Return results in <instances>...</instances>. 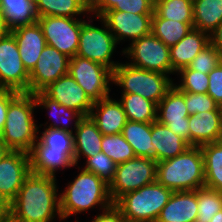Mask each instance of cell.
Listing matches in <instances>:
<instances>
[{
  "label": "cell",
  "instance_id": "obj_21",
  "mask_svg": "<svg viewBox=\"0 0 222 222\" xmlns=\"http://www.w3.org/2000/svg\"><path fill=\"white\" fill-rule=\"evenodd\" d=\"M31 172L56 178V171L75 166L74 160L65 151L51 150L39 139L29 152Z\"/></svg>",
  "mask_w": 222,
  "mask_h": 222
},
{
  "label": "cell",
  "instance_id": "obj_37",
  "mask_svg": "<svg viewBox=\"0 0 222 222\" xmlns=\"http://www.w3.org/2000/svg\"><path fill=\"white\" fill-rule=\"evenodd\" d=\"M38 139L51 150L65 151L74 160V133L58 128H45Z\"/></svg>",
  "mask_w": 222,
  "mask_h": 222
},
{
  "label": "cell",
  "instance_id": "obj_43",
  "mask_svg": "<svg viewBox=\"0 0 222 222\" xmlns=\"http://www.w3.org/2000/svg\"><path fill=\"white\" fill-rule=\"evenodd\" d=\"M112 10L135 14H153L154 0H122L121 7H114Z\"/></svg>",
  "mask_w": 222,
  "mask_h": 222
},
{
  "label": "cell",
  "instance_id": "obj_26",
  "mask_svg": "<svg viewBox=\"0 0 222 222\" xmlns=\"http://www.w3.org/2000/svg\"><path fill=\"white\" fill-rule=\"evenodd\" d=\"M122 135L133 148L136 157L155 160V146L151 142V123L128 120L123 127Z\"/></svg>",
  "mask_w": 222,
  "mask_h": 222
},
{
  "label": "cell",
  "instance_id": "obj_1",
  "mask_svg": "<svg viewBox=\"0 0 222 222\" xmlns=\"http://www.w3.org/2000/svg\"><path fill=\"white\" fill-rule=\"evenodd\" d=\"M56 181L55 177L31 172L12 201L10 214L21 222H53L54 218L61 221Z\"/></svg>",
  "mask_w": 222,
  "mask_h": 222
},
{
  "label": "cell",
  "instance_id": "obj_27",
  "mask_svg": "<svg viewBox=\"0 0 222 222\" xmlns=\"http://www.w3.org/2000/svg\"><path fill=\"white\" fill-rule=\"evenodd\" d=\"M35 105L36 107H41L49 111V118L55 121L48 124L47 122L44 124L47 128H58L61 130L69 131L73 133V128H71L68 124L74 122H78L82 116L75 111L74 109L67 108L64 105H60L57 101L48 97L43 91H37L34 93ZM70 127V128H69Z\"/></svg>",
  "mask_w": 222,
  "mask_h": 222
},
{
  "label": "cell",
  "instance_id": "obj_23",
  "mask_svg": "<svg viewBox=\"0 0 222 222\" xmlns=\"http://www.w3.org/2000/svg\"><path fill=\"white\" fill-rule=\"evenodd\" d=\"M74 164L78 165L79 159L91 158L101 152L103 134L97 128L90 116L82 117L74 123Z\"/></svg>",
  "mask_w": 222,
  "mask_h": 222
},
{
  "label": "cell",
  "instance_id": "obj_40",
  "mask_svg": "<svg viewBox=\"0 0 222 222\" xmlns=\"http://www.w3.org/2000/svg\"><path fill=\"white\" fill-rule=\"evenodd\" d=\"M222 61V53L211 43L203 48L187 66L189 69L208 74Z\"/></svg>",
  "mask_w": 222,
  "mask_h": 222
},
{
  "label": "cell",
  "instance_id": "obj_46",
  "mask_svg": "<svg viewBox=\"0 0 222 222\" xmlns=\"http://www.w3.org/2000/svg\"><path fill=\"white\" fill-rule=\"evenodd\" d=\"M91 222H125L121 210L115 205H111L101 214H98Z\"/></svg>",
  "mask_w": 222,
  "mask_h": 222
},
{
  "label": "cell",
  "instance_id": "obj_14",
  "mask_svg": "<svg viewBox=\"0 0 222 222\" xmlns=\"http://www.w3.org/2000/svg\"><path fill=\"white\" fill-rule=\"evenodd\" d=\"M153 14H135L123 11L110 10L101 18L107 24L109 30L116 38L118 44L120 42H133L145 35L151 33Z\"/></svg>",
  "mask_w": 222,
  "mask_h": 222
},
{
  "label": "cell",
  "instance_id": "obj_15",
  "mask_svg": "<svg viewBox=\"0 0 222 222\" xmlns=\"http://www.w3.org/2000/svg\"><path fill=\"white\" fill-rule=\"evenodd\" d=\"M42 91L60 105L74 109L82 117L89 116L94 105L84 89L69 73L50 83Z\"/></svg>",
  "mask_w": 222,
  "mask_h": 222
},
{
  "label": "cell",
  "instance_id": "obj_17",
  "mask_svg": "<svg viewBox=\"0 0 222 222\" xmlns=\"http://www.w3.org/2000/svg\"><path fill=\"white\" fill-rule=\"evenodd\" d=\"M30 173L29 153L12 150L0 161V191L12 202Z\"/></svg>",
  "mask_w": 222,
  "mask_h": 222
},
{
  "label": "cell",
  "instance_id": "obj_10",
  "mask_svg": "<svg viewBox=\"0 0 222 222\" xmlns=\"http://www.w3.org/2000/svg\"><path fill=\"white\" fill-rule=\"evenodd\" d=\"M68 73L93 102L110 96L113 71L106 66L75 55L70 58Z\"/></svg>",
  "mask_w": 222,
  "mask_h": 222
},
{
  "label": "cell",
  "instance_id": "obj_38",
  "mask_svg": "<svg viewBox=\"0 0 222 222\" xmlns=\"http://www.w3.org/2000/svg\"><path fill=\"white\" fill-rule=\"evenodd\" d=\"M178 75L181 77V81H179L181 83H174L173 85L178 91L201 94L207 93L209 84L208 74L185 67L177 72V76Z\"/></svg>",
  "mask_w": 222,
  "mask_h": 222
},
{
  "label": "cell",
  "instance_id": "obj_48",
  "mask_svg": "<svg viewBox=\"0 0 222 222\" xmlns=\"http://www.w3.org/2000/svg\"><path fill=\"white\" fill-rule=\"evenodd\" d=\"M12 209V202L10 199L0 191V217L9 215Z\"/></svg>",
  "mask_w": 222,
  "mask_h": 222
},
{
  "label": "cell",
  "instance_id": "obj_36",
  "mask_svg": "<svg viewBox=\"0 0 222 222\" xmlns=\"http://www.w3.org/2000/svg\"><path fill=\"white\" fill-rule=\"evenodd\" d=\"M102 152L108 155L116 164L135 158L131 145L124 139L122 133L103 135Z\"/></svg>",
  "mask_w": 222,
  "mask_h": 222
},
{
  "label": "cell",
  "instance_id": "obj_32",
  "mask_svg": "<svg viewBox=\"0 0 222 222\" xmlns=\"http://www.w3.org/2000/svg\"><path fill=\"white\" fill-rule=\"evenodd\" d=\"M122 103L127 120L153 123L157 121V105L138 94L121 93Z\"/></svg>",
  "mask_w": 222,
  "mask_h": 222
},
{
  "label": "cell",
  "instance_id": "obj_42",
  "mask_svg": "<svg viewBox=\"0 0 222 222\" xmlns=\"http://www.w3.org/2000/svg\"><path fill=\"white\" fill-rule=\"evenodd\" d=\"M208 76L207 94L214 99L219 107H222V61L208 73Z\"/></svg>",
  "mask_w": 222,
  "mask_h": 222
},
{
  "label": "cell",
  "instance_id": "obj_24",
  "mask_svg": "<svg viewBox=\"0 0 222 222\" xmlns=\"http://www.w3.org/2000/svg\"><path fill=\"white\" fill-rule=\"evenodd\" d=\"M210 43V36L192 28L177 44L170 47L172 74L187 67L198 53Z\"/></svg>",
  "mask_w": 222,
  "mask_h": 222
},
{
  "label": "cell",
  "instance_id": "obj_31",
  "mask_svg": "<svg viewBox=\"0 0 222 222\" xmlns=\"http://www.w3.org/2000/svg\"><path fill=\"white\" fill-rule=\"evenodd\" d=\"M0 10L11 30L38 20L35 0H0Z\"/></svg>",
  "mask_w": 222,
  "mask_h": 222
},
{
  "label": "cell",
  "instance_id": "obj_30",
  "mask_svg": "<svg viewBox=\"0 0 222 222\" xmlns=\"http://www.w3.org/2000/svg\"><path fill=\"white\" fill-rule=\"evenodd\" d=\"M200 148L204 157V187L222 193V139Z\"/></svg>",
  "mask_w": 222,
  "mask_h": 222
},
{
  "label": "cell",
  "instance_id": "obj_11",
  "mask_svg": "<svg viewBox=\"0 0 222 222\" xmlns=\"http://www.w3.org/2000/svg\"><path fill=\"white\" fill-rule=\"evenodd\" d=\"M46 44L57 49L69 58L76 55L79 47L83 20L60 16L38 17Z\"/></svg>",
  "mask_w": 222,
  "mask_h": 222
},
{
  "label": "cell",
  "instance_id": "obj_35",
  "mask_svg": "<svg viewBox=\"0 0 222 222\" xmlns=\"http://www.w3.org/2000/svg\"><path fill=\"white\" fill-rule=\"evenodd\" d=\"M198 211L195 222H211L212 217L222 209V193L207 187L195 190Z\"/></svg>",
  "mask_w": 222,
  "mask_h": 222
},
{
  "label": "cell",
  "instance_id": "obj_9",
  "mask_svg": "<svg viewBox=\"0 0 222 222\" xmlns=\"http://www.w3.org/2000/svg\"><path fill=\"white\" fill-rule=\"evenodd\" d=\"M122 53L131 59L128 62L131 66L165 75L172 74L170 48L152 33L131 42Z\"/></svg>",
  "mask_w": 222,
  "mask_h": 222
},
{
  "label": "cell",
  "instance_id": "obj_49",
  "mask_svg": "<svg viewBox=\"0 0 222 222\" xmlns=\"http://www.w3.org/2000/svg\"><path fill=\"white\" fill-rule=\"evenodd\" d=\"M11 29L8 27L7 21L4 18L3 12L0 10V39L8 35Z\"/></svg>",
  "mask_w": 222,
  "mask_h": 222
},
{
  "label": "cell",
  "instance_id": "obj_18",
  "mask_svg": "<svg viewBox=\"0 0 222 222\" xmlns=\"http://www.w3.org/2000/svg\"><path fill=\"white\" fill-rule=\"evenodd\" d=\"M17 41L22 63L30 73L37 64L39 56L47 45L42 29L38 22L18 26L11 30Z\"/></svg>",
  "mask_w": 222,
  "mask_h": 222
},
{
  "label": "cell",
  "instance_id": "obj_16",
  "mask_svg": "<svg viewBox=\"0 0 222 222\" xmlns=\"http://www.w3.org/2000/svg\"><path fill=\"white\" fill-rule=\"evenodd\" d=\"M188 117L184 96L173 86L157 104V121L189 144Z\"/></svg>",
  "mask_w": 222,
  "mask_h": 222
},
{
  "label": "cell",
  "instance_id": "obj_28",
  "mask_svg": "<svg viewBox=\"0 0 222 222\" xmlns=\"http://www.w3.org/2000/svg\"><path fill=\"white\" fill-rule=\"evenodd\" d=\"M222 22V0H193V28L208 34Z\"/></svg>",
  "mask_w": 222,
  "mask_h": 222
},
{
  "label": "cell",
  "instance_id": "obj_45",
  "mask_svg": "<svg viewBox=\"0 0 222 222\" xmlns=\"http://www.w3.org/2000/svg\"><path fill=\"white\" fill-rule=\"evenodd\" d=\"M19 94V92L9 90V89H0V136L3 132L7 110L9 103Z\"/></svg>",
  "mask_w": 222,
  "mask_h": 222
},
{
  "label": "cell",
  "instance_id": "obj_5",
  "mask_svg": "<svg viewBox=\"0 0 222 222\" xmlns=\"http://www.w3.org/2000/svg\"><path fill=\"white\" fill-rule=\"evenodd\" d=\"M173 191L157 181L122 195L114 204L125 222H155Z\"/></svg>",
  "mask_w": 222,
  "mask_h": 222
},
{
  "label": "cell",
  "instance_id": "obj_19",
  "mask_svg": "<svg viewBox=\"0 0 222 222\" xmlns=\"http://www.w3.org/2000/svg\"><path fill=\"white\" fill-rule=\"evenodd\" d=\"M189 145L202 146L222 139V110L189 115Z\"/></svg>",
  "mask_w": 222,
  "mask_h": 222
},
{
  "label": "cell",
  "instance_id": "obj_4",
  "mask_svg": "<svg viewBox=\"0 0 222 222\" xmlns=\"http://www.w3.org/2000/svg\"><path fill=\"white\" fill-rule=\"evenodd\" d=\"M36 109L34 94L19 93L10 103L2 140L12 149L30 152L38 140L39 127L34 120Z\"/></svg>",
  "mask_w": 222,
  "mask_h": 222
},
{
  "label": "cell",
  "instance_id": "obj_29",
  "mask_svg": "<svg viewBox=\"0 0 222 222\" xmlns=\"http://www.w3.org/2000/svg\"><path fill=\"white\" fill-rule=\"evenodd\" d=\"M37 17L60 16L78 18L89 14L88 0H35Z\"/></svg>",
  "mask_w": 222,
  "mask_h": 222
},
{
  "label": "cell",
  "instance_id": "obj_6",
  "mask_svg": "<svg viewBox=\"0 0 222 222\" xmlns=\"http://www.w3.org/2000/svg\"><path fill=\"white\" fill-rule=\"evenodd\" d=\"M112 83L123 89L121 93L138 94L156 105L174 85L169 75L140 69L127 62H121L113 70Z\"/></svg>",
  "mask_w": 222,
  "mask_h": 222
},
{
  "label": "cell",
  "instance_id": "obj_51",
  "mask_svg": "<svg viewBox=\"0 0 222 222\" xmlns=\"http://www.w3.org/2000/svg\"><path fill=\"white\" fill-rule=\"evenodd\" d=\"M0 222H21L18 219L14 218L11 214L4 215L0 217Z\"/></svg>",
  "mask_w": 222,
  "mask_h": 222
},
{
  "label": "cell",
  "instance_id": "obj_39",
  "mask_svg": "<svg viewBox=\"0 0 222 222\" xmlns=\"http://www.w3.org/2000/svg\"><path fill=\"white\" fill-rule=\"evenodd\" d=\"M85 163L83 169L94 173L108 184L113 179L117 164L102 151L96 153L91 158H87Z\"/></svg>",
  "mask_w": 222,
  "mask_h": 222
},
{
  "label": "cell",
  "instance_id": "obj_52",
  "mask_svg": "<svg viewBox=\"0 0 222 222\" xmlns=\"http://www.w3.org/2000/svg\"><path fill=\"white\" fill-rule=\"evenodd\" d=\"M211 222H222V209L212 217Z\"/></svg>",
  "mask_w": 222,
  "mask_h": 222
},
{
  "label": "cell",
  "instance_id": "obj_44",
  "mask_svg": "<svg viewBox=\"0 0 222 222\" xmlns=\"http://www.w3.org/2000/svg\"><path fill=\"white\" fill-rule=\"evenodd\" d=\"M122 0H90L89 12L95 17H102L114 7H121Z\"/></svg>",
  "mask_w": 222,
  "mask_h": 222
},
{
  "label": "cell",
  "instance_id": "obj_47",
  "mask_svg": "<svg viewBox=\"0 0 222 222\" xmlns=\"http://www.w3.org/2000/svg\"><path fill=\"white\" fill-rule=\"evenodd\" d=\"M210 43L222 53V22L217 26L215 31L210 35Z\"/></svg>",
  "mask_w": 222,
  "mask_h": 222
},
{
  "label": "cell",
  "instance_id": "obj_3",
  "mask_svg": "<svg viewBox=\"0 0 222 222\" xmlns=\"http://www.w3.org/2000/svg\"><path fill=\"white\" fill-rule=\"evenodd\" d=\"M156 181L173 192L204 187V157L200 146H190L174 158L157 162Z\"/></svg>",
  "mask_w": 222,
  "mask_h": 222
},
{
  "label": "cell",
  "instance_id": "obj_41",
  "mask_svg": "<svg viewBox=\"0 0 222 222\" xmlns=\"http://www.w3.org/2000/svg\"><path fill=\"white\" fill-rule=\"evenodd\" d=\"M179 92L184 96V101L189 115H197L198 113L211 110H222V107H219L214 99L207 93Z\"/></svg>",
  "mask_w": 222,
  "mask_h": 222
},
{
  "label": "cell",
  "instance_id": "obj_20",
  "mask_svg": "<svg viewBox=\"0 0 222 222\" xmlns=\"http://www.w3.org/2000/svg\"><path fill=\"white\" fill-rule=\"evenodd\" d=\"M89 116L103 135L122 133L128 121L122 103L110 96L94 102Z\"/></svg>",
  "mask_w": 222,
  "mask_h": 222
},
{
  "label": "cell",
  "instance_id": "obj_13",
  "mask_svg": "<svg viewBox=\"0 0 222 222\" xmlns=\"http://www.w3.org/2000/svg\"><path fill=\"white\" fill-rule=\"evenodd\" d=\"M70 58L52 46L46 45L37 64L29 73V93L42 91L50 83L68 74Z\"/></svg>",
  "mask_w": 222,
  "mask_h": 222
},
{
  "label": "cell",
  "instance_id": "obj_34",
  "mask_svg": "<svg viewBox=\"0 0 222 222\" xmlns=\"http://www.w3.org/2000/svg\"><path fill=\"white\" fill-rule=\"evenodd\" d=\"M152 17L193 22V0H154Z\"/></svg>",
  "mask_w": 222,
  "mask_h": 222
},
{
  "label": "cell",
  "instance_id": "obj_7",
  "mask_svg": "<svg viewBox=\"0 0 222 222\" xmlns=\"http://www.w3.org/2000/svg\"><path fill=\"white\" fill-rule=\"evenodd\" d=\"M96 19L103 24L101 28L92 24L93 19H83L76 55L100 63L113 71L120 64L111 59L118 42L105 21L101 17Z\"/></svg>",
  "mask_w": 222,
  "mask_h": 222
},
{
  "label": "cell",
  "instance_id": "obj_25",
  "mask_svg": "<svg viewBox=\"0 0 222 222\" xmlns=\"http://www.w3.org/2000/svg\"><path fill=\"white\" fill-rule=\"evenodd\" d=\"M151 142L155 146L157 162L174 158L190 147L182 137L158 121L151 123Z\"/></svg>",
  "mask_w": 222,
  "mask_h": 222
},
{
  "label": "cell",
  "instance_id": "obj_2",
  "mask_svg": "<svg viewBox=\"0 0 222 222\" xmlns=\"http://www.w3.org/2000/svg\"><path fill=\"white\" fill-rule=\"evenodd\" d=\"M59 198L62 220L94 209L95 206L105 210L114 204L109 193V184L85 169L67 184L65 190L59 193Z\"/></svg>",
  "mask_w": 222,
  "mask_h": 222
},
{
  "label": "cell",
  "instance_id": "obj_33",
  "mask_svg": "<svg viewBox=\"0 0 222 222\" xmlns=\"http://www.w3.org/2000/svg\"><path fill=\"white\" fill-rule=\"evenodd\" d=\"M193 28V22H179L152 17L151 33L169 48L177 44Z\"/></svg>",
  "mask_w": 222,
  "mask_h": 222
},
{
  "label": "cell",
  "instance_id": "obj_8",
  "mask_svg": "<svg viewBox=\"0 0 222 222\" xmlns=\"http://www.w3.org/2000/svg\"><path fill=\"white\" fill-rule=\"evenodd\" d=\"M157 161L147 157H135L116 165L109 193L115 203L127 192L138 190L156 181Z\"/></svg>",
  "mask_w": 222,
  "mask_h": 222
},
{
  "label": "cell",
  "instance_id": "obj_50",
  "mask_svg": "<svg viewBox=\"0 0 222 222\" xmlns=\"http://www.w3.org/2000/svg\"><path fill=\"white\" fill-rule=\"evenodd\" d=\"M12 149L0 137V161L6 157Z\"/></svg>",
  "mask_w": 222,
  "mask_h": 222
},
{
  "label": "cell",
  "instance_id": "obj_12",
  "mask_svg": "<svg viewBox=\"0 0 222 222\" xmlns=\"http://www.w3.org/2000/svg\"><path fill=\"white\" fill-rule=\"evenodd\" d=\"M0 89L29 93V73L11 32L0 39Z\"/></svg>",
  "mask_w": 222,
  "mask_h": 222
},
{
  "label": "cell",
  "instance_id": "obj_22",
  "mask_svg": "<svg viewBox=\"0 0 222 222\" xmlns=\"http://www.w3.org/2000/svg\"><path fill=\"white\" fill-rule=\"evenodd\" d=\"M197 211L195 190L173 192L155 222H195Z\"/></svg>",
  "mask_w": 222,
  "mask_h": 222
}]
</instances>
